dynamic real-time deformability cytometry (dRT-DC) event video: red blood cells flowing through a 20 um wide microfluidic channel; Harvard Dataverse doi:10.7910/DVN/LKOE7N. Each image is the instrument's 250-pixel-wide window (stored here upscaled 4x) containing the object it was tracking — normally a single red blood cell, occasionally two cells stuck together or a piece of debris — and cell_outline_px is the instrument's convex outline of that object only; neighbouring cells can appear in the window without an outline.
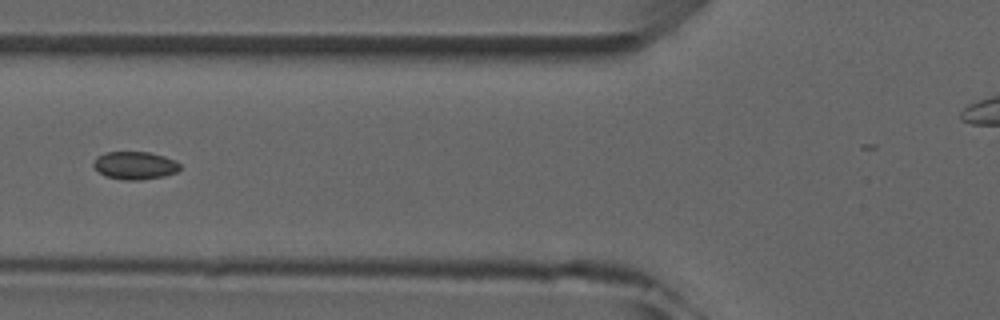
{"species": "common noctule bat (a hibernating species)", "species_latin": "Nyctalus noctula", "temperature_condition": "room temperature", "stored_images_in_passage": 5, "camera_frame_rate_fps": 3000, "um_per_image_px": 0.085, "animal": {"sex": "male", "forearm_length_mm": 52.5}, "frame": {"image": 1, "passage_image": 5, "time_ms": 4.667, "image_size_px": [1000, 320], "cell_outline_px": [[180, 168], [176, 172], [164, 176], [140, 180], [124, 180], [104, 176], [92, 164], [96, 156], [104, 152], [148, 152], [164, 156], [176, 160], [180, 164]], "centroid_in_image_um": [11.46, 14.06], "position_along_channel_um": 114.3, "area_um2": 14.1}}